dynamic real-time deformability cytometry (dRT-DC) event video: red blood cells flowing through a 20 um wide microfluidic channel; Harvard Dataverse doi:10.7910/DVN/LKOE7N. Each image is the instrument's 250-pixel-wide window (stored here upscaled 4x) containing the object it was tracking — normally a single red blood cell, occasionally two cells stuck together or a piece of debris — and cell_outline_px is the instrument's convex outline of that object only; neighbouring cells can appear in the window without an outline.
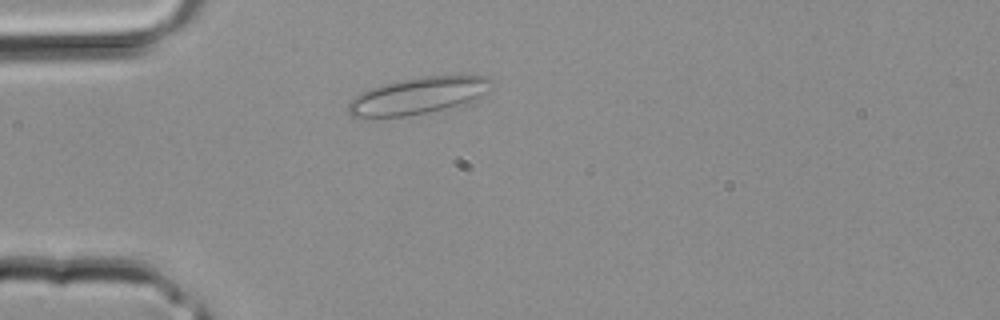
{"species": "common noctule bat (a hibernating species)", "species_latin": "Nyctalus noctula", "temperature_condition": "room temperature", "stored_images_in_passage": 1, "camera_frame_rate_fps": 3000, "um_per_image_px": 0.085, "animal": {"sex": "male", "body_mass_g": 20.4}, "frame": {"image": 1, "passage_image": 1, "time_ms": 0.0, "image_size_px": [1000, 320], "cell_outline_px": [[492, 80], [488, 92], [476, 100], [464, 104], [428, 112], [408, 116], [352, 116], [348, 112], [348, 104], [356, 96], [372, 88], [420, 76], [488, 76]], "centroid_in_image_um": [35.63, 8.13], "position_along_channel_um": 49.4, "area_um2": 30.0}}